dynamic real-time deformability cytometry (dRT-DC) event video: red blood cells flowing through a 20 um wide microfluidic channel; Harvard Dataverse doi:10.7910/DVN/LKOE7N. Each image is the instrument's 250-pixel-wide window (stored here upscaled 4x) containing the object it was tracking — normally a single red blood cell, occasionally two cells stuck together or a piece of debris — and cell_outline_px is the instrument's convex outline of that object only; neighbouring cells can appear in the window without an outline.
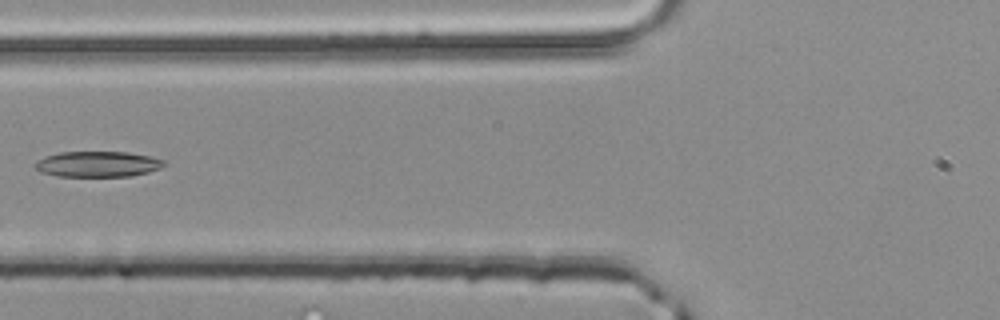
{"species": "common noctule bat (a hibernating species)", "species_latin": "Nyctalus noctula", "temperature_condition": "room temperature", "stored_images_in_passage": 5, "segment_of_instrument_passage": [2, 2], "camera_frame_rate_fps": 3000, "um_per_image_px": 0.085, "animal": {"sex": "male", "body_mass_g": 20.4}, "frame": {"image": 1, "passage_image": 5, "time_ms": 1.333, "image_size_px": [1000, 320], "cell_outline_px": [[164, 164], [160, 168], [148, 172], [128, 176], [56, 176], [40, 172], [36, 168], [36, 164], [44, 156], [60, 152], [128, 152], [152, 156], [164, 160]], "centroid_in_image_um": [8.32, 13.94], "position_along_channel_um": 117.5, "area_um2": 19.13}}